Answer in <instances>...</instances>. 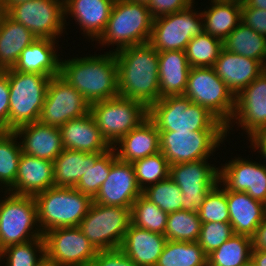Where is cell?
Masks as SVG:
<instances>
[{
  "label": "cell",
  "mask_w": 266,
  "mask_h": 266,
  "mask_svg": "<svg viewBox=\"0 0 266 266\" xmlns=\"http://www.w3.org/2000/svg\"><path fill=\"white\" fill-rule=\"evenodd\" d=\"M59 129L64 149L105 153L112 148L102 137L90 112L81 118L67 121Z\"/></svg>",
  "instance_id": "obj_24"
},
{
  "label": "cell",
  "mask_w": 266,
  "mask_h": 266,
  "mask_svg": "<svg viewBox=\"0 0 266 266\" xmlns=\"http://www.w3.org/2000/svg\"><path fill=\"white\" fill-rule=\"evenodd\" d=\"M251 237L233 234L208 255L207 266H247L251 263Z\"/></svg>",
  "instance_id": "obj_34"
},
{
  "label": "cell",
  "mask_w": 266,
  "mask_h": 266,
  "mask_svg": "<svg viewBox=\"0 0 266 266\" xmlns=\"http://www.w3.org/2000/svg\"><path fill=\"white\" fill-rule=\"evenodd\" d=\"M49 266H91L97 250L79 227H59L43 234Z\"/></svg>",
  "instance_id": "obj_13"
},
{
  "label": "cell",
  "mask_w": 266,
  "mask_h": 266,
  "mask_svg": "<svg viewBox=\"0 0 266 266\" xmlns=\"http://www.w3.org/2000/svg\"><path fill=\"white\" fill-rule=\"evenodd\" d=\"M90 113L111 147L148 118L143 103L121 96L90 104Z\"/></svg>",
  "instance_id": "obj_8"
},
{
  "label": "cell",
  "mask_w": 266,
  "mask_h": 266,
  "mask_svg": "<svg viewBox=\"0 0 266 266\" xmlns=\"http://www.w3.org/2000/svg\"><path fill=\"white\" fill-rule=\"evenodd\" d=\"M235 123L247 133L246 138L266 129V70L235 96L234 113L225 126L226 136Z\"/></svg>",
  "instance_id": "obj_17"
},
{
  "label": "cell",
  "mask_w": 266,
  "mask_h": 266,
  "mask_svg": "<svg viewBox=\"0 0 266 266\" xmlns=\"http://www.w3.org/2000/svg\"><path fill=\"white\" fill-rule=\"evenodd\" d=\"M216 75L236 96L265 69L258 61L222 48L213 66Z\"/></svg>",
  "instance_id": "obj_22"
},
{
  "label": "cell",
  "mask_w": 266,
  "mask_h": 266,
  "mask_svg": "<svg viewBox=\"0 0 266 266\" xmlns=\"http://www.w3.org/2000/svg\"><path fill=\"white\" fill-rule=\"evenodd\" d=\"M168 213L142 194L131 207V224L150 232L164 235L167 226Z\"/></svg>",
  "instance_id": "obj_39"
},
{
  "label": "cell",
  "mask_w": 266,
  "mask_h": 266,
  "mask_svg": "<svg viewBox=\"0 0 266 266\" xmlns=\"http://www.w3.org/2000/svg\"><path fill=\"white\" fill-rule=\"evenodd\" d=\"M2 261L5 266H45L44 238L5 247L0 251V263Z\"/></svg>",
  "instance_id": "obj_38"
},
{
  "label": "cell",
  "mask_w": 266,
  "mask_h": 266,
  "mask_svg": "<svg viewBox=\"0 0 266 266\" xmlns=\"http://www.w3.org/2000/svg\"><path fill=\"white\" fill-rule=\"evenodd\" d=\"M5 13L27 27L37 38L58 41L66 30L64 0H31L11 5Z\"/></svg>",
  "instance_id": "obj_14"
},
{
  "label": "cell",
  "mask_w": 266,
  "mask_h": 266,
  "mask_svg": "<svg viewBox=\"0 0 266 266\" xmlns=\"http://www.w3.org/2000/svg\"><path fill=\"white\" fill-rule=\"evenodd\" d=\"M10 91L8 131L39 121L51 77L7 70Z\"/></svg>",
  "instance_id": "obj_6"
},
{
  "label": "cell",
  "mask_w": 266,
  "mask_h": 266,
  "mask_svg": "<svg viewBox=\"0 0 266 266\" xmlns=\"http://www.w3.org/2000/svg\"><path fill=\"white\" fill-rule=\"evenodd\" d=\"M0 199V251L5 247L43 238L34 196L4 191Z\"/></svg>",
  "instance_id": "obj_7"
},
{
  "label": "cell",
  "mask_w": 266,
  "mask_h": 266,
  "mask_svg": "<svg viewBox=\"0 0 266 266\" xmlns=\"http://www.w3.org/2000/svg\"><path fill=\"white\" fill-rule=\"evenodd\" d=\"M160 98L183 95L190 65L184 50L158 52Z\"/></svg>",
  "instance_id": "obj_30"
},
{
  "label": "cell",
  "mask_w": 266,
  "mask_h": 266,
  "mask_svg": "<svg viewBox=\"0 0 266 266\" xmlns=\"http://www.w3.org/2000/svg\"><path fill=\"white\" fill-rule=\"evenodd\" d=\"M252 239V250L266 251V216L255 230Z\"/></svg>",
  "instance_id": "obj_51"
},
{
  "label": "cell",
  "mask_w": 266,
  "mask_h": 266,
  "mask_svg": "<svg viewBox=\"0 0 266 266\" xmlns=\"http://www.w3.org/2000/svg\"><path fill=\"white\" fill-rule=\"evenodd\" d=\"M209 159L170 165L169 177L182 192V210L198 212L207 193L219 182V167Z\"/></svg>",
  "instance_id": "obj_15"
},
{
  "label": "cell",
  "mask_w": 266,
  "mask_h": 266,
  "mask_svg": "<svg viewBox=\"0 0 266 266\" xmlns=\"http://www.w3.org/2000/svg\"><path fill=\"white\" fill-rule=\"evenodd\" d=\"M57 42L59 41L49 38H37L22 51L13 70L40 73L49 77L59 75L60 54L57 55Z\"/></svg>",
  "instance_id": "obj_28"
},
{
  "label": "cell",
  "mask_w": 266,
  "mask_h": 266,
  "mask_svg": "<svg viewBox=\"0 0 266 266\" xmlns=\"http://www.w3.org/2000/svg\"><path fill=\"white\" fill-rule=\"evenodd\" d=\"M37 37L24 25L0 12V71L13 69L22 51Z\"/></svg>",
  "instance_id": "obj_29"
},
{
  "label": "cell",
  "mask_w": 266,
  "mask_h": 266,
  "mask_svg": "<svg viewBox=\"0 0 266 266\" xmlns=\"http://www.w3.org/2000/svg\"><path fill=\"white\" fill-rule=\"evenodd\" d=\"M194 9V4H191L177 13L153 19L149 43L158 52L185 51L190 40L204 32L201 10Z\"/></svg>",
  "instance_id": "obj_12"
},
{
  "label": "cell",
  "mask_w": 266,
  "mask_h": 266,
  "mask_svg": "<svg viewBox=\"0 0 266 266\" xmlns=\"http://www.w3.org/2000/svg\"><path fill=\"white\" fill-rule=\"evenodd\" d=\"M195 0H151L148 4L153 19L164 15L177 13L195 4Z\"/></svg>",
  "instance_id": "obj_47"
},
{
  "label": "cell",
  "mask_w": 266,
  "mask_h": 266,
  "mask_svg": "<svg viewBox=\"0 0 266 266\" xmlns=\"http://www.w3.org/2000/svg\"><path fill=\"white\" fill-rule=\"evenodd\" d=\"M114 0H64V22L68 16L76 21L82 34L96 41L104 32Z\"/></svg>",
  "instance_id": "obj_20"
},
{
  "label": "cell",
  "mask_w": 266,
  "mask_h": 266,
  "mask_svg": "<svg viewBox=\"0 0 266 266\" xmlns=\"http://www.w3.org/2000/svg\"><path fill=\"white\" fill-rule=\"evenodd\" d=\"M14 132L26 155L54 161L64 149L60 129L40 121L20 126Z\"/></svg>",
  "instance_id": "obj_21"
},
{
  "label": "cell",
  "mask_w": 266,
  "mask_h": 266,
  "mask_svg": "<svg viewBox=\"0 0 266 266\" xmlns=\"http://www.w3.org/2000/svg\"><path fill=\"white\" fill-rule=\"evenodd\" d=\"M90 112V103L60 75L51 77L39 121L60 128Z\"/></svg>",
  "instance_id": "obj_16"
},
{
  "label": "cell",
  "mask_w": 266,
  "mask_h": 266,
  "mask_svg": "<svg viewBox=\"0 0 266 266\" xmlns=\"http://www.w3.org/2000/svg\"><path fill=\"white\" fill-rule=\"evenodd\" d=\"M117 159L113 148L105 153H88V170L74 188L93 199L106 181L111 166Z\"/></svg>",
  "instance_id": "obj_35"
},
{
  "label": "cell",
  "mask_w": 266,
  "mask_h": 266,
  "mask_svg": "<svg viewBox=\"0 0 266 266\" xmlns=\"http://www.w3.org/2000/svg\"><path fill=\"white\" fill-rule=\"evenodd\" d=\"M222 48V40L203 32L190 40L185 52L190 67H213Z\"/></svg>",
  "instance_id": "obj_41"
},
{
  "label": "cell",
  "mask_w": 266,
  "mask_h": 266,
  "mask_svg": "<svg viewBox=\"0 0 266 266\" xmlns=\"http://www.w3.org/2000/svg\"><path fill=\"white\" fill-rule=\"evenodd\" d=\"M166 242L165 235L130 224L120 249L139 266H156Z\"/></svg>",
  "instance_id": "obj_27"
},
{
  "label": "cell",
  "mask_w": 266,
  "mask_h": 266,
  "mask_svg": "<svg viewBox=\"0 0 266 266\" xmlns=\"http://www.w3.org/2000/svg\"><path fill=\"white\" fill-rule=\"evenodd\" d=\"M131 224V208L92 202L78 226L97 251L118 249Z\"/></svg>",
  "instance_id": "obj_10"
},
{
  "label": "cell",
  "mask_w": 266,
  "mask_h": 266,
  "mask_svg": "<svg viewBox=\"0 0 266 266\" xmlns=\"http://www.w3.org/2000/svg\"><path fill=\"white\" fill-rule=\"evenodd\" d=\"M115 53L119 96L147 108L160 99L158 51L150 44L134 45Z\"/></svg>",
  "instance_id": "obj_1"
},
{
  "label": "cell",
  "mask_w": 266,
  "mask_h": 266,
  "mask_svg": "<svg viewBox=\"0 0 266 266\" xmlns=\"http://www.w3.org/2000/svg\"><path fill=\"white\" fill-rule=\"evenodd\" d=\"M227 205L234 234L252 237L266 216L265 204L246 192L227 190Z\"/></svg>",
  "instance_id": "obj_26"
},
{
  "label": "cell",
  "mask_w": 266,
  "mask_h": 266,
  "mask_svg": "<svg viewBox=\"0 0 266 266\" xmlns=\"http://www.w3.org/2000/svg\"><path fill=\"white\" fill-rule=\"evenodd\" d=\"M31 0H0V10L5 12L11 5H16L22 2H28Z\"/></svg>",
  "instance_id": "obj_54"
},
{
  "label": "cell",
  "mask_w": 266,
  "mask_h": 266,
  "mask_svg": "<svg viewBox=\"0 0 266 266\" xmlns=\"http://www.w3.org/2000/svg\"><path fill=\"white\" fill-rule=\"evenodd\" d=\"M226 131H159L160 151L169 165L211 159Z\"/></svg>",
  "instance_id": "obj_11"
},
{
  "label": "cell",
  "mask_w": 266,
  "mask_h": 266,
  "mask_svg": "<svg viewBox=\"0 0 266 266\" xmlns=\"http://www.w3.org/2000/svg\"><path fill=\"white\" fill-rule=\"evenodd\" d=\"M152 24L153 18L148 4L116 0L107 26L96 41L103 47L117 46L113 52L125 47L149 43Z\"/></svg>",
  "instance_id": "obj_3"
},
{
  "label": "cell",
  "mask_w": 266,
  "mask_h": 266,
  "mask_svg": "<svg viewBox=\"0 0 266 266\" xmlns=\"http://www.w3.org/2000/svg\"><path fill=\"white\" fill-rule=\"evenodd\" d=\"M209 1H231V0H209ZM242 1V0H240Z\"/></svg>",
  "instance_id": "obj_56"
},
{
  "label": "cell",
  "mask_w": 266,
  "mask_h": 266,
  "mask_svg": "<svg viewBox=\"0 0 266 266\" xmlns=\"http://www.w3.org/2000/svg\"><path fill=\"white\" fill-rule=\"evenodd\" d=\"M133 2H139V3H145V4H149L151 2V0H131Z\"/></svg>",
  "instance_id": "obj_55"
},
{
  "label": "cell",
  "mask_w": 266,
  "mask_h": 266,
  "mask_svg": "<svg viewBox=\"0 0 266 266\" xmlns=\"http://www.w3.org/2000/svg\"><path fill=\"white\" fill-rule=\"evenodd\" d=\"M264 69L266 70V60H265V63H264Z\"/></svg>",
  "instance_id": "obj_57"
},
{
  "label": "cell",
  "mask_w": 266,
  "mask_h": 266,
  "mask_svg": "<svg viewBox=\"0 0 266 266\" xmlns=\"http://www.w3.org/2000/svg\"><path fill=\"white\" fill-rule=\"evenodd\" d=\"M142 195L164 212L171 213L182 210L183 194L170 177L146 187L142 190Z\"/></svg>",
  "instance_id": "obj_43"
},
{
  "label": "cell",
  "mask_w": 266,
  "mask_h": 266,
  "mask_svg": "<svg viewBox=\"0 0 266 266\" xmlns=\"http://www.w3.org/2000/svg\"><path fill=\"white\" fill-rule=\"evenodd\" d=\"M34 198L42 234L59 227H78L93 202L89 195L72 187L53 186Z\"/></svg>",
  "instance_id": "obj_5"
},
{
  "label": "cell",
  "mask_w": 266,
  "mask_h": 266,
  "mask_svg": "<svg viewBox=\"0 0 266 266\" xmlns=\"http://www.w3.org/2000/svg\"><path fill=\"white\" fill-rule=\"evenodd\" d=\"M141 194L132 163L117 159L93 202L104 206L131 208Z\"/></svg>",
  "instance_id": "obj_19"
},
{
  "label": "cell",
  "mask_w": 266,
  "mask_h": 266,
  "mask_svg": "<svg viewBox=\"0 0 266 266\" xmlns=\"http://www.w3.org/2000/svg\"><path fill=\"white\" fill-rule=\"evenodd\" d=\"M54 186L74 188L88 170V153L63 149L53 161Z\"/></svg>",
  "instance_id": "obj_33"
},
{
  "label": "cell",
  "mask_w": 266,
  "mask_h": 266,
  "mask_svg": "<svg viewBox=\"0 0 266 266\" xmlns=\"http://www.w3.org/2000/svg\"><path fill=\"white\" fill-rule=\"evenodd\" d=\"M202 222L198 212L175 211L168 213L165 237L170 241H198Z\"/></svg>",
  "instance_id": "obj_40"
},
{
  "label": "cell",
  "mask_w": 266,
  "mask_h": 266,
  "mask_svg": "<svg viewBox=\"0 0 266 266\" xmlns=\"http://www.w3.org/2000/svg\"><path fill=\"white\" fill-rule=\"evenodd\" d=\"M210 2V7L201 10L204 32L223 41L241 22L242 1Z\"/></svg>",
  "instance_id": "obj_31"
},
{
  "label": "cell",
  "mask_w": 266,
  "mask_h": 266,
  "mask_svg": "<svg viewBox=\"0 0 266 266\" xmlns=\"http://www.w3.org/2000/svg\"><path fill=\"white\" fill-rule=\"evenodd\" d=\"M207 259L197 241L167 240L156 266H207Z\"/></svg>",
  "instance_id": "obj_36"
},
{
  "label": "cell",
  "mask_w": 266,
  "mask_h": 266,
  "mask_svg": "<svg viewBox=\"0 0 266 266\" xmlns=\"http://www.w3.org/2000/svg\"><path fill=\"white\" fill-rule=\"evenodd\" d=\"M117 158L133 163L160 152L159 131L147 118L138 127L123 136L113 147Z\"/></svg>",
  "instance_id": "obj_25"
},
{
  "label": "cell",
  "mask_w": 266,
  "mask_h": 266,
  "mask_svg": "<svg viewBox=\"0 0 266 266\" xmlns=\"http://www.w3.org/2000/svg\"><path fill=\"white\" fill-rule=\"evenodd\" d=\"M148 118L158 131H226L213 114L184 95L160 98L148 108Z\"/></svg>",
  "instance_id": "obj_4"
},
{
  "label": "cell",
  "mask_w": 266,
  "mask_h": 266,
  "mask_svg": "<svg viewBox=\"0 0 266 266\" xmlns=\"http://www.w3.org/2000/svg\"><path fill=\"white\" fill-rule=\"evenodd\" d=\"M132 165L137 184L141 190L167 179L170 174V165L161 151L137 160Z\"/></svg>",
  "instance_id": "obj_42"
},
{
  "label": "cell",
  "mask_w": 266,
  "mask_h": 266,
  "mask_svg": "<svg viewBox=\"0 0 266 266\" xmlns=\"http://www.w3.org/2000/svg\"><path fill=\"white\" fill-rule=\"evenodd\" d=\"M14 131L0 132V192L8 191L15 183L18 163L22 154L21 144Z\"/></svg>",
  "instance_id": "obj_37"
},
{
  "label": "cell",
  "mask_w": 266,
  "mask_h": 266,
  "mask_svg": "<svg viewBox=\"0 0 266 266\" xmlns=\"http://www.w3.org/2000/svg\"><path fill=\"white\" fill-rule=\"evenodd\" d=\"M241 22L266 37V10L248 8L242 3Z\"/></svg>",
  "instance_id": "obj_48"
},
{
  "label": "cell",
  "mask_w": 266,
  "mask_h": 266,
  "mask_svg": "<svg viewBox=\"0 0 266 266\" xmlns=\"http://www.w3.org/2000/svg\"><path fill=\"white\" fill-rule=\"evenodd\" d=\"M251 264L253 266H266V251L252 250Z\"/></svg>",
  "instance_id": "obj_52"
},
{
  "label": "cell",
  "mask_w": 266,
  "mask_h": 266,
  "mask_svg": "<svg viewBox=\"0 0 266 266\" xmlns=\"http://www.w3.org/2000/svg\"><path fill=\"white\" fill-rule=\"evenodd\" d=\"M59 75L90 104L119 96L118 66L113 50L102 55L60 59Z\"/></svg>",
  "instance_id": "obj_2"
},
{
  "label": "cell",
  "mask_w": 266,
  "mask_h": 266,
  "mask_svg": "<svg viewBox=\"0 0 266 266\" xmlns=\"http://www.w3.org/2000/svg\"><path fill=\"white\" fill-rule=\"evenodd\" d=\"M183 95L206 108L225 126L233 116L235 95L213 67H191Z\"/></svg>",
  "instance_id": "obj_9"
},
{
  "label": "cell",
  "mask_w": 266,
  "mask_h": 266,
  "mask_svg": "<svg viewBox=\"0 0 266 266\" xmlns=\"http://www.w3.org/2000/svg\"><path fill=\"white\" fill-rule=\"evenodd\" d=\"M10 104L7 70L0 71V129L8 131V114Z\"/></svg>",
  "instance_id": "obj_49"
},
{
  "label": "cell",
  "mask_w": 266,
  "mask_h": 266,
  "mask_svg": "<svg viewBox=\"0 0 266 266\" xmlns=\"http://www.w3.org/2000/svg\"><path fill=\"white\" fill-rule=\"evenodd\" d=\"M261 163L235 156L219 166V182L227 190L246 192L266 204V165Z\"/></svg>",
  "instance_id": "obj_18"
},
{
  "label": "cell",
  "mask_w": 266,
  "mask_h": 266,
  "mask_svg": "<svg viewBox=\"0 0 266 266\" xmlns=\"http://www.w3.org/2000/svg\"><path fill=\"white\" fill-rule=\"evenodd\" d=\"M248 141L251 144L249 147L252 148V150L254 149V152L259 150L257 153L261 155V158L265 159L263 160V163H266V129L260 130L256 134H253Z\"/></svg>",
  "instance_id": "obj_50"
},
{
  "label": "cell",
  "mask_w": 266,
  "mask_h": 266,
  "mask_svg": "<svg viewBox=\"0 0 266 266\" xmlns=\"http://www.w3.org/2000/svg\"><path fill=\"white\" fill-rule=\"evenodd\" d=\"M198 214L202 223L229 222L227 189L220 182L207 193Z\"/></svg>",
  "instance_id": "obj_44"
},
{
  "label": "cell",
  "mask_w": 266,
  "mask_h": 266,
  "mask_svg": "<svg viewBox=\"0 0 266 266\" xmlns=\"http://www.w3.org/2000/svg\"><path fill=\"white\" fill-rule=\"evenodd\" d=\"M234 234L229 222L202 223L198 244L208 256Z\"/></svg>",
  "instance_id": "obj_45"
},
{
  "label": "cell",
  "mask_w": 266,
  "mask_h": 266,
  "mask_svg": "<svg viewBox=\"0 0 266 266\" xmlns=\"http://www.w3.org/2000/svg\"><path fill=\"white\" fill-rule=\"evenodd\" d=\"M91 266H139L118 249L98 251Z\"/></svg>",
  "instance_id": "obj_46"
},
{
  "label": "cell",
  "mask_w": 266,
  "mask_h": 266,
  "mask_svg": "<svg viewBox=\"0 0 266 266\" xmlns=\"http://www.w3.org/2000/svg\"><path fill=\"white\" fill-rule=\"evenodd\" d=\"M54 186L53 161L21 154L14 185L8 192L35 196Z\"/></svg>",
  "instance_id": "obj_23"
},
{
  "label": "cell",
  "mask_w": 266,
  "mask_h": 266,
  "mask_svg": "<svg viewBox=\"0 0 266 266\" xmlns=\"http://www.w3.org/2000/svg\"><path fill=\"white\" fill-rule=\"evenodd\" d=\"M242 3L248 8H260L266 10V0H242Z\"/></svg>",
  "instance_id": "obj_53"
},
{
  "label": "cell",
  "mask_w": 266,
  "mask_h": 266,
  "mask_svg": "<svg viewBox=\"0 0 266 266\" xmlns=\"http://www.w3.org/2000/svg\"><path fill=\"white\" fill-rule=\"evenodd\" d=\"M223 48L260 61L263 65L266 60V37L259 35L242 22L223 40Z\"/></svg>",
  "instance_id": "obj_32"
}]
</instances>
